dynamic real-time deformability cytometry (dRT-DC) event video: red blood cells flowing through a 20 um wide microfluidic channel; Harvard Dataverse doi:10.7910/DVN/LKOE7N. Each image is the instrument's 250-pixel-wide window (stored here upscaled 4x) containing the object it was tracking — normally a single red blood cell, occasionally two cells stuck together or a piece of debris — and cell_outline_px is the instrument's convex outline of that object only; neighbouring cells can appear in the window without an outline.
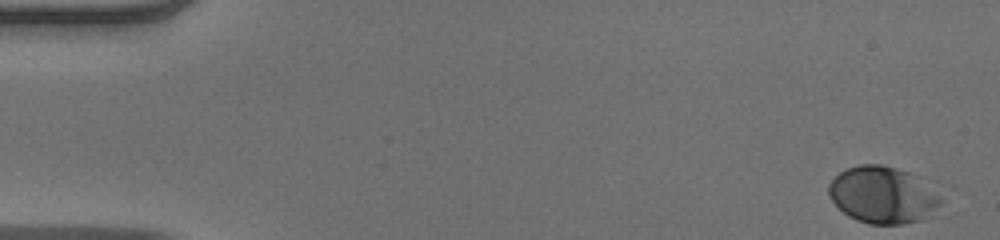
{"species": "human", "species_latin": "Homo sapiens", "temperature_condition": "warm", "stored_images_in_passage": 52, "camera_frame_rate_fps": 3000, "um_per_image_px": 0.085, "donor": {"sex": "male"}, "frame": {"image": 1, "passage_image": 1, "time_ms": 0.0, "image_size_px": [1000, 240], "cell_outline_px": [[948, 184], [944, 200], [924, 220], [904, 224], [868, 224], [856, 220], [848, 216], [832, 200], [828, 192], [828, 184], [840, 172], [848, 168], [860, 164], [880, 164], [896, 168], [936, 180]], "centroid_in_image_um": [75.28, 16.53], "position_along_channel_um": 9.7, "area_um2": 39.19}}
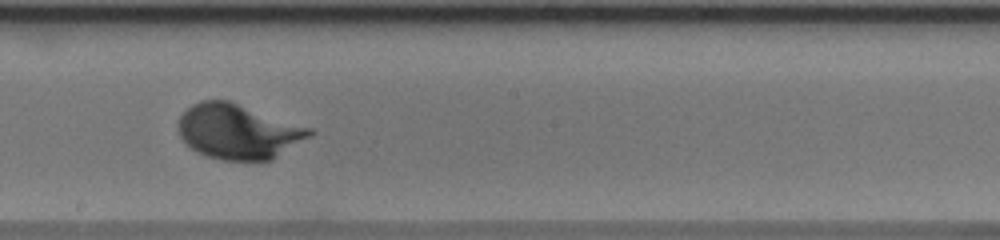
{"frame": {"image": 2, "passage_image": 29, "time_ms": 9.333, "image_size_px": [1000, 240], "cell_outline_px": [[316, 132], [272, 160], [224, 160], [208, 156], [192, 148], [180, 136], [180, 116], [192, 104], [200, 100], [228, 100], [312, 128]], "centroid_in_image_um": [20.28, 11.17], "position_along_channel_um": 227.9, "area_um2": 41.44}}
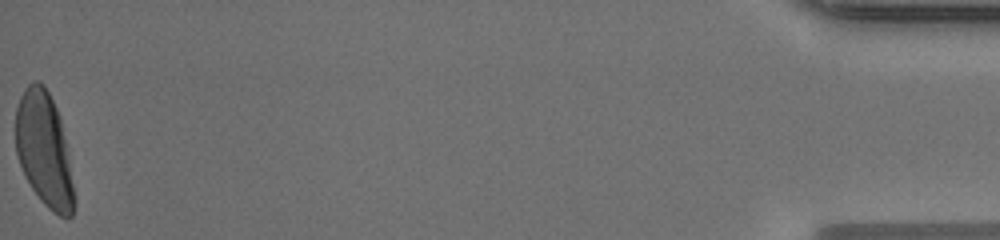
{"frame": {"image": 3, "passage_image": 52, "time_ms": 17.0, "image_size_px": [1000, 240], "cell_outline_px": [[72, 216], [68, 220], [60, 216], [48, 208], [40, 200], [24, 176], [16, 152], [16, 108], [20, 96], [24, 88], [32, 80], [40, 80], [44, 84], [56, 108], [60, 120], [68, 160], [72, 184]], "centroid_in_image_um": [3.7, 12.68], "position_along_channel_um": 431.5, "area_um2": 38.15}}